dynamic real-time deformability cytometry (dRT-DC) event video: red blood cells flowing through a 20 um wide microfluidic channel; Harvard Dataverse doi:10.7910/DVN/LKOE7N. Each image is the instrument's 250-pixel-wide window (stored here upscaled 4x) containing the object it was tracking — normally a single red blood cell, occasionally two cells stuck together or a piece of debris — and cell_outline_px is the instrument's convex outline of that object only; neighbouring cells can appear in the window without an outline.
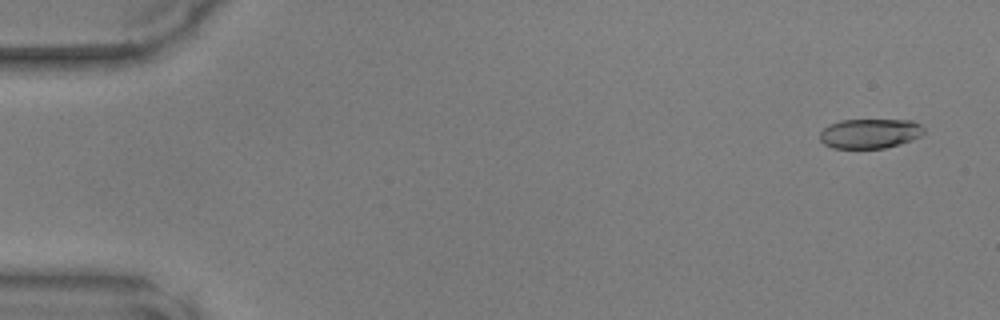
{"species": "common noctule bat (a hibernating species)", "species_latin": "Nyctalus noctula", "temperature_condition": "warm", "stored_images_in_passage": 49, "camera_frame_rate_fps": 3000, "um_per_image_px": 0.085, "animal": {"sex": "male", "body_mass_g": 17.9, "forearm_length_mm": 54.2}, "frame": {"image": 1, "passage_image": 3, "time_ms": 0.667, "image_size_px": [1000, 320], "cell_outline_px": [[924, 132], [920, 136], [912, 140], [900, 144], [884, 148], [832, 148], [824, 144], [820, 140], [820, 132], [828, 124], [840, 120], [912, 120], [920, 124], [924, 128]], "centroid_in_image_um": [73.93, 11.34], "position_along_channel_um": 11.1, "area_um2": 18.09}}
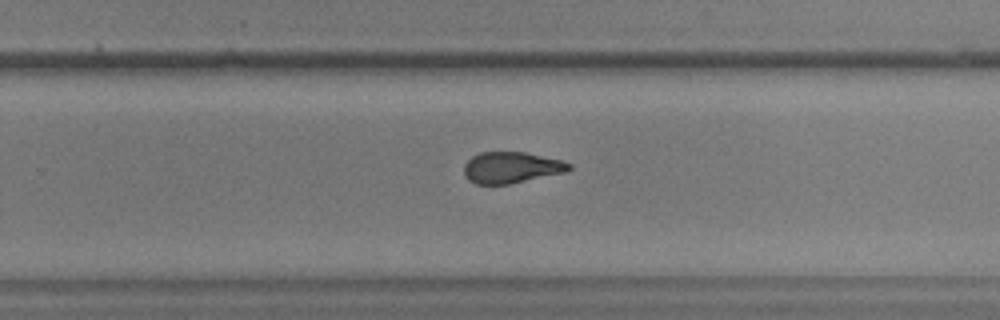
{"frame": {"image": 2, "passage_image": 32, "time_ms": 10.333, "image_size_px": [1000, 320], "cell_outline_px": [[572, 168], [564, 172], [508, 184], [476, 184], [468, 180], [464, 176], [464, 164], [472, 156], [480, 152], [524, 152], [560, 160], [572, 164]], "centroid_in_image_um": [43.41, 14.24], "position_along_channel_um": 286.4, "area_um2": 18.96}}
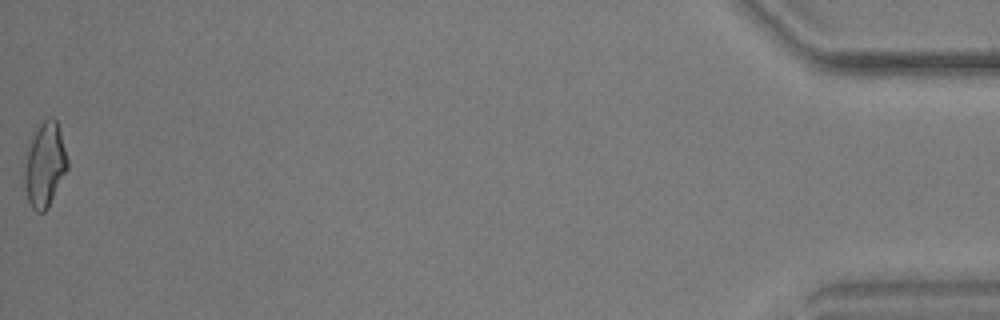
{"frame": {"image": 3, "passage_image": 49, "time_ms": 16.0, "image_size_px": [1000, 320], "cell_outline_px": [[68, 168], [48, 208], [44, 212], [36, 212], [32, 208], [28, 200], [24, 188], [24, 152], [28, 140], [32, 132], [48, 116], [52, 116], [56, 120], [60, 132], [68, 160]], "centroid_in_image_um": [3.76, 13.98], "position_along_channel_um": 431.4, "area_um2": 21.73}}